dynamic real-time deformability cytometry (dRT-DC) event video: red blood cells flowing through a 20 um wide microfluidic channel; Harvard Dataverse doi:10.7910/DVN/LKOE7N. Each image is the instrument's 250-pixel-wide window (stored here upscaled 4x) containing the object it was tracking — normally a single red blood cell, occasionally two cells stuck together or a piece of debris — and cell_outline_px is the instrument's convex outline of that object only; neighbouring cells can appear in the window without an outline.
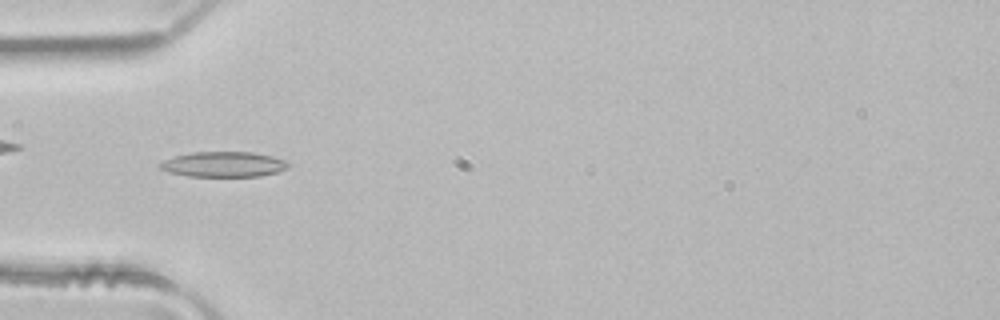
{"species": "common noctule bat (a hibernating species)", "species_latin": "Nyctalus noctula", "temperature_condition": "room temperature", "stored_images_in_passage": 5, "camera_frame_rate_fps": 3000, "um_per_image_px": 0.085, "animal": {"sex": "male", "body_mass_g": 21.5, "forearm_length_mm": 52.0}, "frame": {"image": 1, "passage_image": 4, "time_ms": 1.0, "image_size_px": [1000, 320], "cell_outline_px": [[288, 168], [276, 172], [260, 176], [188, 176], [168, 172], [160, 168], [160, 164], [164, 160], [176, 156], [192, 152], [252, 152], [272, 156], [284, 160], [288, 164]], "centroid_in_image_um": [19.0, 13.97], "position_along_channel_um": 66.0, "area_um2": 18.67}}
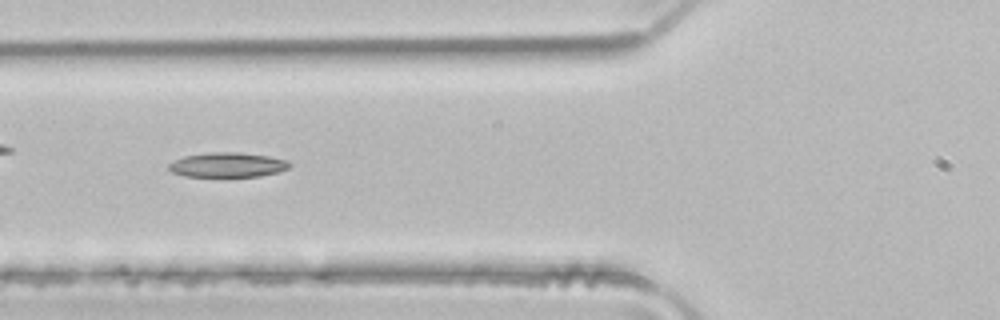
{"frame": {"image": 2, "passage_image": 5, "time_ms": 1.333, "image_size_px": [1000, 320], "cell_outline_px": [[292, 164], [288, 168], [276, 172], [260, 176], [228, 180], [224, 180], [184, 176], [172, 172], [168, 168], [168, 164], [184, 156], [212, 152], [240, 152], [268, 156], [288, 160]], "centroid_in_image_um": [19.33, 14.07], "position_along_channel_um": 106.5, "area_um2": 18.38}}